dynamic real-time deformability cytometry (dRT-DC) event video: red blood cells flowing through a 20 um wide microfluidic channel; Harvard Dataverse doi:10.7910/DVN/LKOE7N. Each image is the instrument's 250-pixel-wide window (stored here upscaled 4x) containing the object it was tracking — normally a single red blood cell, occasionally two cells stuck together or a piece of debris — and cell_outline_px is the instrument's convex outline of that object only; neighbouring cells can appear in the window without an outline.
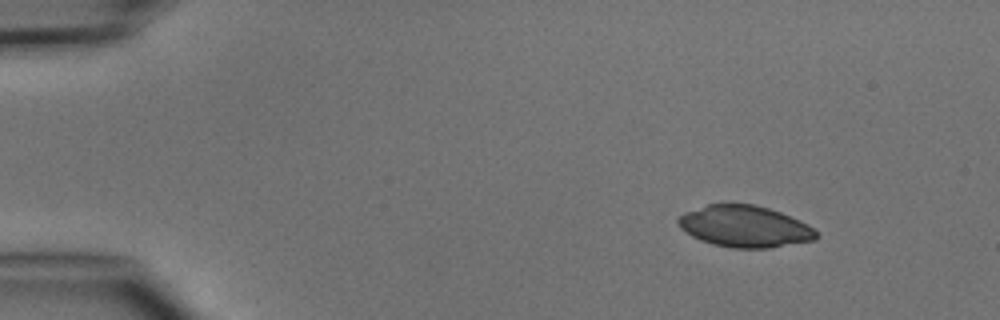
{"species": "common noctule bat (a hibernating species)", "species_latin": "Nyctalus noctula", "temperature_condition": "cold", "stored_images_in_passage": 3, "camera_frame_rate_fps": 3000, "um_per_image_px": 0.085, "animal": {"sex": "male", "body_mass_g": 15.6}, "frame": {"image": 1, "passage_image": 1, "time_ms": 0.0, "image_size_px": [1000, 320], "cell_outline_px": [[820, 236], [816, 240], [768, 248], [732, 248], [712, 244], [700, 240], [692, 236], [680, 228], [676, 220], [684, 212], [708, 204], [756, 204], [780, 212], [800, 220], [808, 224]], "centroid_in_image_um": [63.3, 19.25], "position_along_channel_um": 21.7, "area_um2": 33.52}}